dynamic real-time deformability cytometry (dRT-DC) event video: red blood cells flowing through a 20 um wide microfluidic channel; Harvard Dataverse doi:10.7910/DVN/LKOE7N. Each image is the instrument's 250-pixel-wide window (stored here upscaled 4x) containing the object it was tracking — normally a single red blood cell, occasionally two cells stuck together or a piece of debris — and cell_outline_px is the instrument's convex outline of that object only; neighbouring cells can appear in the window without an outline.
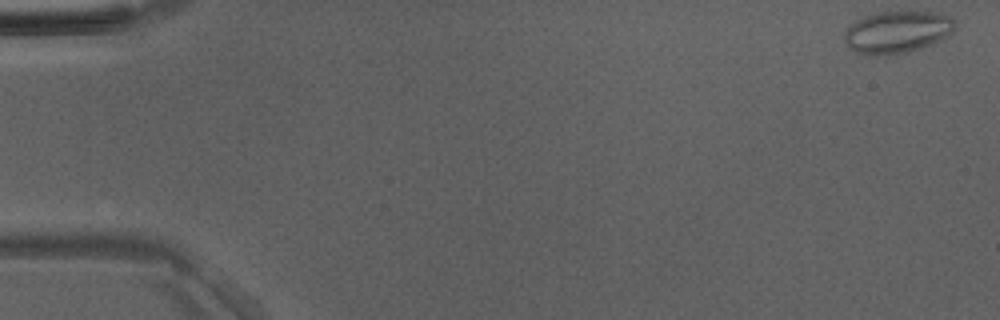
{"species": "Egyptian fruit bat (a non-hibernating species)", "species_latin": "Rousettus aegyptiacus", "temperature_condition": "room temperature", "stored_images_in_passage": 4, "camera_frame_rate_fps": 3000, "um_per_image_px": 0.085, "animal": {"sex": "male"}, "frame": {"image": 1, "passage_image": 1, "time_ms": 0.0, "image_size_px": [1000, 320], "cell_outline_px": [[956, 24], [952, 32], [948, 36], [920, 48], [888, 56], [856, 52], [848, 48], [844, 40], [844, 32], [856, 20], [864, 16], [880, 12], [936, 12], [952, 16]], "centroid_in_image_um": [76.26, 2.71], "position_along_channel_um": 8.7, "area_um2": 26.99}}
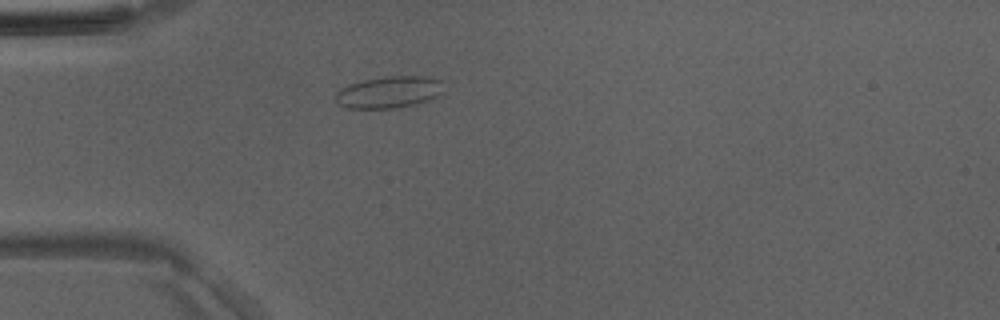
{"frame": {"image": 2, "passage_image": 4, "time_ms": 4.333, "image_size_px": [1000, 320], "cell_outline_px": [[440, 92], [436, 96], [428, 100], [396, 108], [348, 108], [340, 104], [336, 100], [336, 92], [340, 88], [364, 80], [384, 76], [432, 76], [440, 80]], "centroid_in_image_um": [33.04, 7.82], "position_along_channel_um": 52.0, "area_um2": 19.65}}